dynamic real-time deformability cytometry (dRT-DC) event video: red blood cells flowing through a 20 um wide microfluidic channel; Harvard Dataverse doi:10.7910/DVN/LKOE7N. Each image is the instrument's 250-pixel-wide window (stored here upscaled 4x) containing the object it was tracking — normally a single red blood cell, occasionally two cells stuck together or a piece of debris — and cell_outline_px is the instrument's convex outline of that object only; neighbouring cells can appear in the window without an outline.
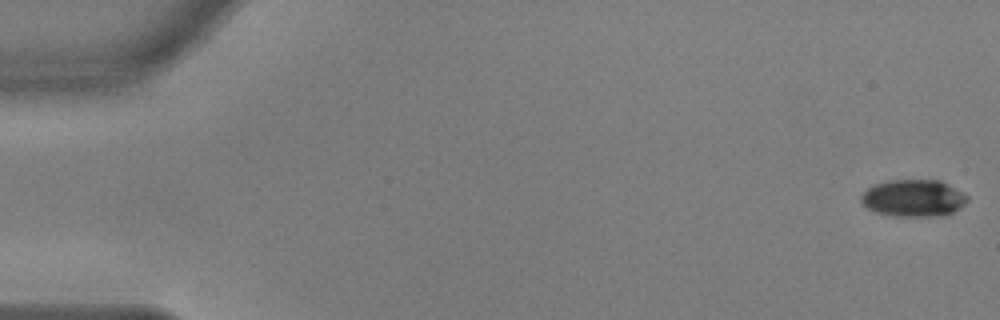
{"species": "common noctule bat (a hibernating species)", "species_latin": "Nyctalus noctula", "temperature_condition": "warm", "stored_images_in_passage": 45, "camera_frame_rate_fps": 3000, "um_per_image_px": 0.085, "animal": {"sex": "male", "body_mass_g": 17.9, "forearm_length_mm": 54.2}, "frame": {"image": 1, "passage_image": 1, "time_ms": 0.0, "image_size_px": [1000, 320], "cell_outline_px": [[968, 200], [960, 208], [948, 216], [892, 216], [876, 212], [868, 208], [860, 200], [860, 196], [868, 188], [876, 184], [888, 180], [940, 180], [948, 184], [968, 196]], "centroid_in_image_um": [77.66, 16.85], "position_along_channel_um": 7.3, "area_um2": 23.0}}
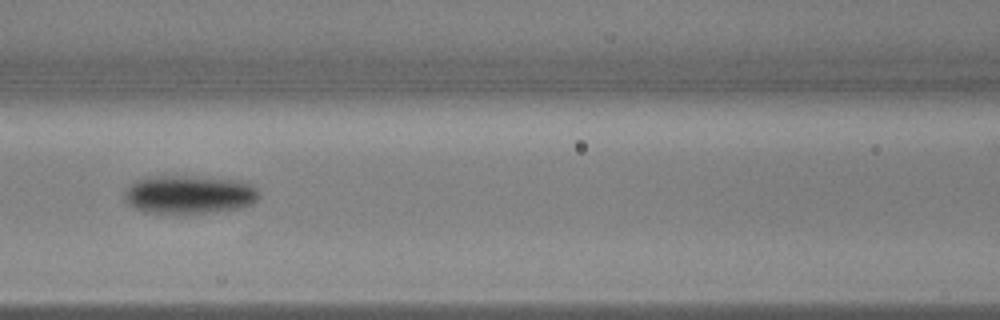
{"frame": {"image": 2, "passage_image": 25, "time_ms": 8.0, "image_size_px": [1000, 320], "cell_outline_px": [[260, 196], [252, 204], [236, 208], [212, 212], [164, 216], [140, 212], [132, 208], [124, 200], [124, 192], [136, 180], [160, 176], [188, 176], [232, 180], [248, 184], [256, 188], [260, 192]], "centroid_in_image_um": [15.99, 16.59], "position_along_channel_um": 150.6, "area_um2": 30.58}}
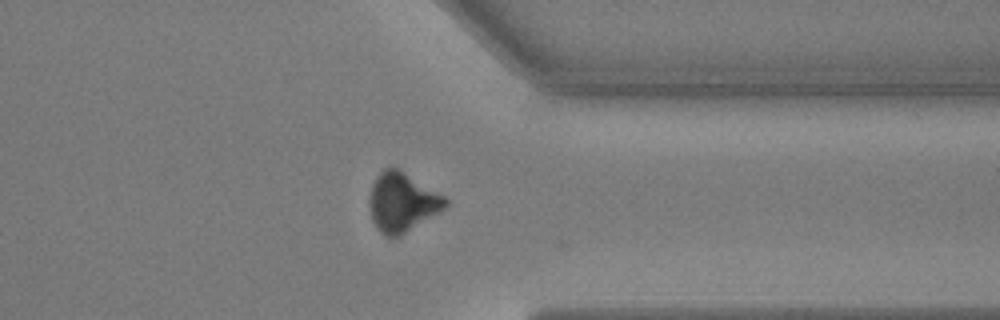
{"frame": {"image": 3, "passage_image": 44, "time_ms": 14.333, "image_size_px": [1000, 320], "cell_outline_px": [[448, 204], [440, 212], [400, 236], [384, 236], [376, 228], [372, 220], [368, 204], [368, 200], [372, 184], [380, 172], [384, 168], [396, 168], [444, 196], [448, 200]], "centroid_in_image_um": [34.15, 17.22], "position_along_channel_um": 377.2, "area_um2": 25.89}, "authors_computed_cell_mechanics": {"area_um2": 27.2238, "velocity_mm_per_s": 3.6577, "shape_relaxation_time_tau1_ms": 2.7328, "shape_relaxation_time_tau2_ms": null, "deformation_change_tau1": 0.1439, "deformation_change_tau2": null}}